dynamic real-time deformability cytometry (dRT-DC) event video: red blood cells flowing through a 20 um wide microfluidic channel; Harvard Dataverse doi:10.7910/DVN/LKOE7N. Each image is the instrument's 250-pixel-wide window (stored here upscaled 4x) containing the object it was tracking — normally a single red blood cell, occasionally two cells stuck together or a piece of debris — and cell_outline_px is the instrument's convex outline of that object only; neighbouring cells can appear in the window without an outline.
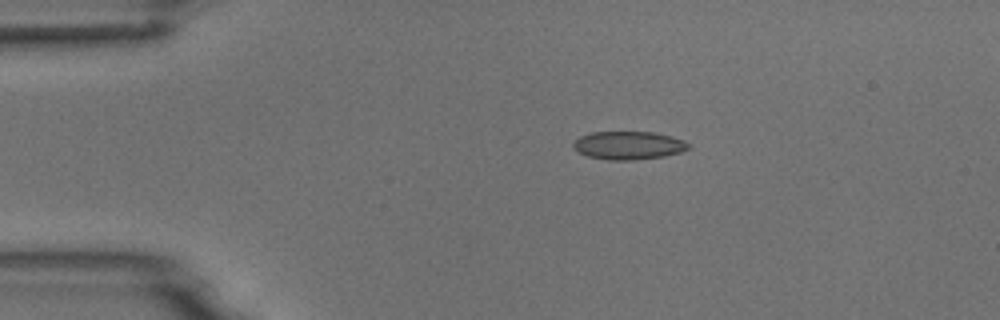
{"species": "common noctule bat (a hibernating species)", "species_latin": "Nyctalus noctula", "temperature_condition": "room temperature", "stored_images_in_passage": 4, "camera_frame_rate_fps": 3000, "um_per_image_px": 0.085, "animal": {"sex": "male", "body_mass_g": 18.8}, "frame": {"image": 1, "passage_image": 1, "time_ms": 0.0, "image_size_px": [1000, 320], "cell_outline_px": [[692, 148], [680, 152], [664, 156], [636, 160], [608, 160], [588, 156], [572, 148], [572, 144], [580, 136], [592, 132], [652, 132], [672, 136], [684, 140]], "centroid_in_image_um": [53.44, 12.36], "position_along_channel_um": 31.6, "area_um2": 18.96}}
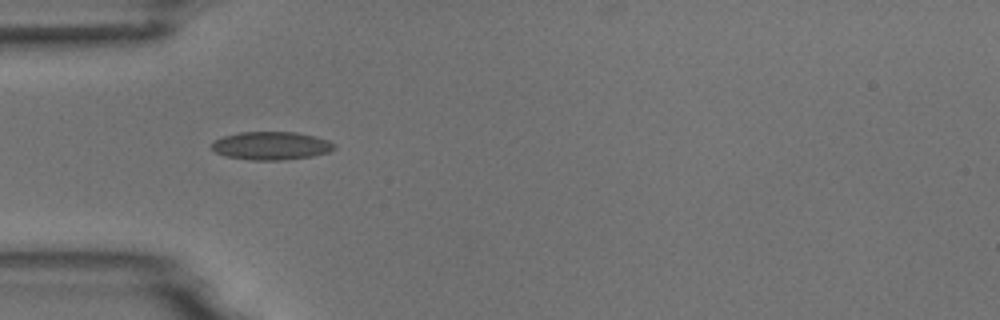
{"frame": {"image": 2, "passage_image": 2, "time_ms": 2.0, "image_size_px": [1000, 320], "cell_outline_px": [[336, 148], [328, 152], [312, 156], [284, 160], [252, 160], [224, 156], [216, 152], [212, 148], [212, 140], [224, 136], [240, 132], [296, 132], [316, 136], [328, 140], [336, 144]], "centroid_in_image_um": [23.06, 12.38], "position_along_channel_um": 61.9, "area_um2": 20.23}}